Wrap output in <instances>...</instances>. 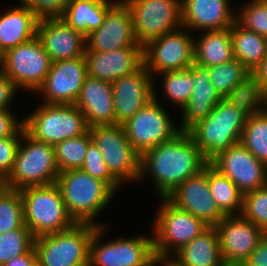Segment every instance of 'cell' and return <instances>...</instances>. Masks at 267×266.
I'll return each instance as SVG.
<instances>
[{"instance_id": "d4e9b609", "label": "cell", "mask_w": 267, "mask_h": 266, "mask_svg": "<svg viewBox=\"0 0 267 266\" xmlns=\"http://www.w3.org/2000/svg\"><path fill=\"white\" fill-rule=\"evenodd\" d=\"M210 76L211 67L195 63L192 65L193 92L189 102L181 109V131H187L196 122L206 118L220 102L221 97L209 81Z\"/></svg>"}, {"instance_id": "6da1fadb", "label": "cell", "mask_w": 267, "mask_h": 266, "mask_svg": "<svg viewBox=\"0 0 267 266\" xmlns=\"http://www.w3.org/2000/svg\"><path fill=\"white\" fill-rule=\"evenodd\" d=\"M208 163L189 133L181 131L172 140L162 142L141 155L139 182L150 173L149 179L152 177L155 191L160 198H166L187 178L200 173Z\"/></svg>"}, {"instance_id": "d6a6232c", "label": "cell", "mask_w": 267, "mask_h": 266, "mask_svg": "<svg viewBox=\"0 0 267 266\" xmlns=\"http://www.w3.org/2000/svg\"><path fill=\"white\" fill-rule=\"evenodd\" d=\"M241 143L267 165V109L246 118Z\"/></svg>"}, {"instance_id": "c3c4849f", "label": "cell", "mask_w": 267, "mask_h": 266, "mask_svg": "<svg viewBox=\"0 0 267 266\" xmlns=\"http://www.w3.org/2000/svg\"><path fill=\"white\" fill-rule=\"evenodd\" d=\"M252 73L260 82L262 89L267 93V54L261 64Z\"/></svg>"}, {"instance_id": "b9f144b4", "label": "cell", "mask_w": 267, "mask_h": 266, "mask_svg": "<svg viewBox=\"0 0 267 266\" xmlns=\"http://www.w3.org/2000/svg\"><path fill=\"white\" fill-rule=\"evenodd\" d=\"M24 131L23 125L13 136L0 139V184L12 171Z\"/></svg>"}, {"instance_id": "44dd1931", "label": "cell", "mask_w": 267, "mask_h": 266, "mask_svg": "<svg viewBox=\"0 0 267 266\" xmlns=\"http://www.w3.org/2000/svg\"><path fill=\"white\" fill-rule=\"evenodd\" d=\"M37 36L52 62L85 55L86 37L61 17L41 18L37 26Z\"/></svg>"}, {"instance_id": "f546056e", "label": "cell", "mask_w": 267, "mask_h": 266, "mask_svg": "<svg viewBox=\"0 0 267 266\" xmlns=\"http://www.w3.org/2000/svg\"><path fill=\"white\" fill-rule=\"evenodd\" d=\"M230 35L233 57L252 73L267 54V38L246 30L237 22L230 27Z\"/></svg>"}, {"instance_id": "f907efd6", "label": "cell", "mask_w": 267, "mask_h": 266, "mask_svg": "<svg viewBox=\"0 0 267 266\" xmlns=\"http://www.w3.org/2000/svg\"><path fill=\"white\" fill-rule=\"evenodd\" d=\"M149 266H157V264L153 261Z\"/></svg>"}, {"instance_id": "ab89813d", "label": "cell", "mask_w": 267, "mask_h": 266, "mask_svg": "<svg viewBox=\"0 0 267 266\" xmlns=\"http://www.w3.org/2000/svg\"><path fill=\"white\" fill-rule=\"evenodd\" d=\"M241 215L267 233V186L243 194Z\"/></svg>"}, {"instance_id": "30bf717a", "label": "cell", "mask_w": 267, "mask_h": 266, "mask_svg": "<svg viewBox=\"0 0 267 266\" xmlns=\"http://www.w3.org/2000/svg\"><path fill=\"white\" fill-rule=\"evenodd\" d=\"M51 64L38 36L1 55V71L18 89L34 93L44 83Z\"/></svg>"}, {"instance_id": "681fc988", "label": "cell", "mask_w": 267, "mask_h": 266, "mask_svg": "<svg viewBox=\"0 0 267 266\" xmlns=\"http://www.w3.org/2000/svg\"><path fill=\"white\" fill-rule=\"evenodd\" d=\"M154 262L157 266H183L173 256L155 255Z\"/></svg>"}, {"instance_id": "7bdbcfd3", "label": "cell", "mask_w": 267, "mask_h": 266, "mask_svg": "<svg viewBox=\"0 0 267 266\" xmlns=\"http://www.w3.org/2000/svg\"><path fill=\"white\" fill-rule=\"evenodd\" d=\"M70 0H20V4L28 7L40 19L61 17Z\"/></svg>"}, {"instance_id": "ffe728a7", "label": "cell", "mask_w": 267, "mask_h": 266, "mask_svg": "<svg viewBox=\"0 0 267 266\" xmlns=\"http://www.w3.org/2000/svg\"><path fill=\"white\" fill-rule=\"evenodd\" d=\"M154 77L142 64L136 71L111 83L116 124H123L154 99Z\"/></svg>"}, {"instance_id": "5b68a950", "label": "cell", "mask_w": 267, "mask_h": 266, "mask_svg": "<svg viewBox=\"0 0 267 266\" xmlns=\"http://www.w3.org/2000/svg\"><path fill=\"white\" fill-rule=\"evenodd\" d=\"M24 223L35 237L71 228L75 221L68 214L56 183L20 190Z\"/></svg>"}, {"instance_id": "d590c367", "label": "cell", "mask_w": 267, "mask_h": 266, "mask_svg": "<svg viewBox=\"0 0 267 266\" xmlns=\"http://www.w3.org/2000/svg\"><path fill=\"white\" fill-rule=\"evenodd\" d=\"M159 74L163 78L164 95L181 110L189 102L193 92L192 66L180 71H167Z\"/></svg>"}, {"instance_id": "d6986e66", "label": "cell", "mask_w": 267, "mask_h": 266, "mask_svg": "<svg viewBox=\"0 0 267 266\" xmlns=\"http://www.w3.org/2000/svg\"><path fill=\"white\" fill-rule=\"evenodd\" d=\"M166 198L209 227H215L226 216L211 195L207 180V165L200 173L182 182Z\"/></svg>"}, {"instance_id": "52a82bcc", "label": "cell", "mask_w": 267, "mask_h": 266, "mask_svg": "<svg viewBox=\"0 0 267 266\" xmlns=\"http://www.w3.org/2000/svg\"><path fill=\"white\" fill-rule=\"evenodd\" d=\"M25 131L35 140L55 145L85 134L89 127L83 113L74 104L42 103L23 118Z\"/></svg>"}, {"instance_id": "cb8c5ba5", "label": "cell", "mask_w": 267, "mask_h": 266, "mask_svg": "<svg viewBox=\"0 0 267 266\" xmlns=\"http://www.w3.org/2000/svg\"><path fill=\"white\" fill-rule=\"evenodd\" d=\"M74 105L83 113L88 127L116 124L111 83L87 77Z\"/></svg>"}, {"instance_id": "8992f818", "label": "cell", "mask_w": 267, "mask_h": 266, "mask_svg": "<svg viewBox=\"0 0 267 266\" xmlns=\"http://www.w3.org/2000/svg\"><path fill=\"white\" fill-rule=\"evenodd\" d=\"M97 225L75 223L71 228L38 236L34 248L39 266H89L90 242Z\"/></svg>"}, {"instance_id": "83f0119b", "label": "cell", "mask_w": 267, "mask_h": 266, "mask_svg": "<svg viewBox=\"0 0 267 266\" xmlns=\"http://www.w3.org/2000/svg\"><path fill=\"white\" fill-rule=\"evenodd\" d=\"M115 2V0H70L61 18L86 37L101 27L107 10Z\"/></svg>"}, {"instance_id": "4316f807", "label": "cell", "mask_w": 267, "mask_h": 266, "mask_svg": "<svg viewBox=\"0 0 267 266\" xmlns=\"http://www.w3.org/2000/svg\"><path fill=\"white\" fill-rule=\"evenodd\" d=\"M173 256L183 266H226L215 227H208Z\"/></svg>"}, {"instance_id": "8fae6325", "label": "cell", "mask_w": 267, "mask_h": 266, "mask_svg": "<svg viewBox=\"0 0 267 266\" xmlns=\"http://www.w3.org/2000/svg\"><path fill=\"white\" fill-rule=\"evenodd\" d=\"M103 225L92 235L89 266H149L154 261L153 236L120 237L101 244L107 228Z\"/></svg>"}, {"instance_id": "484cf974", "label": "cell", "mask_w": 267, "mask_h": 266, "mask_svg": "<svg viewBox=\"0 0 267 266\" xmlns=\"http://www.w3.org/2000/svg\"><path fill=\"white\" fill-rule=\"evenodd\" d=\"M17 6L0 14L1 55L37 36L40 18L28 7L21 4Z\"/></svg>"}, {"instance_id": "ee69618b", "label": "cell", "mask_w": 267, "mask_h": 266, "mask_svg": "<svg viewBox=\"0 0 267 266\" xmlns=\"http://www.w3.org/2000/svg\"><path fill=\"white\" fill-rule=\"evenodd\" d=\"M16 117L11 108L0 110V139L13 136L23 126V119Z\"/></svg>"}, {"instance_id": "ac0fdd59", "label": "cell", "mask_w": 267, "mask_h": 266, "mask_svg": "<svg viewBox=\"0 0 267 266\" xmlns=\"http://www.w3.org/2000/svg\"><path fill=\"white\" fill-rule=\"evenodd\" d=\"M87 77L84 56L52 62L36 92H41L46 104H74Z\"/></svg>"}, {"instance_id": "603a6c76", "label": "cell", "mask_w": 267, "mask_h": 266, "mask_svg": "<svg viewBox=\"0 0 267 266\" xmlns=\"http://www.w3.org/2000/svg\"><path fill=\"white\" fill-rule=\"evenodd\" d=\"M89 77L112 83L133 73L143 64V47H124L114 51H85Z\"/></svg>"}, {"instance_id": "74e56055", "label": "cell", "mask_w": 267, "mask_h": 266, "mask_svg": "<svg viewBox=\"0 0 267 266\" xmlns=\"http://www.w3.org/2000/svg\"><path fill=\"white\" fill-rule=\"evenodd\" d=\"M35 236L28 227H19L0 235V266L12 258L29 253L34 248Z\"/></svg>"}, {"instance_id": "4dcf8cb0", "label": "cell", "mask_w": 267, "mask_h": 266, "mask_svg": "<svg viewBox=\"0 0 267 266\" xmlns=\"http://www.w3.org/2000/svg\"><path fill=\"white\" fill-rule=\"evenodd\" d=\"M207 180L210 192L220 210L226 215H241L243 193L210 162L207 164Z\"/></svg>"}, {"instance_id": "2e32d148", "label": "cell", "mask_w": 267, "mask_h": 266, "mask_svg": "<svg viewBox=\"0 0 267 266\" xmlns=\"http://www.w3.org/2000/svg\"><path fill=\"white\" fill-rule=\"evenodd\" d=\"M226 266H242L266 233L242 215L225 216L215 226Z\"/></svg>"}, {"instance_id": "e0dca14e", "label": "cell", "mask_w": 267, "mask_h": 266, "mask_svg": "<svg viewBox=\"0 0 267 266\" xmlns=\"http://www.w3.org/2000/svg\"><path fill=\"white\" fill-rule=\"evenodd\" d=\"M85 40V51L109 52L124 47H142L135 37L133 16L124 0H116L107 10L101 27L88 34Z\"/></svg>"}, {"instance_id": "9c48e42d", "label": "cell", "mask_w": 267, "mask_h": 266, "mask_svg": "<svg viewBox=\"0 0 267 266\" xmlns=\"http://www.w3.org/2000/svg\"><path fill=\"white\" fill-rule=\"evenodd\" d=\"M88 131L110 173L122 185L126 182L137 183L141 155L130 144L123 125H96L89 127Z\"/></svg>"}, {"instance_id": "4fadbf2b", "label": "cell", "mask_w": 267, "mask_h": 266, "mask_svg": "<svg viewBox=\"0 0 267 266\" xmlns=\"http://www.w3.org/2000/svg\"><path fill=\"white\" fill-rule=\"evenodd\" d=\"M143 64L152 76L188 69L194 64V38L187 28L155 38L143 46Z\"/></svg>"}, {"instance_id": "1f68e13d", "label": "cell", "mask_w": 267, "mask_h": 266, "mask_svg": "<svg viewBox=\"0 0 267 266\" xmlns=\"http://www.w3.org/2000/svg\"><path fill=\"white\" fill-rule=\"evenodd\" d=\"M224 98L247 117L267 109V93L253 73L246 76Z\"/></svg>"}, {"instance_id": "e575fe53", "label": "cell", "mask_w": 267, "mask_h": 266, "mask_svg": "<svg viewBox=\"0 0 267 266\" xmlns=\"http://www.w3.org/2000/svg\"><path fill=\"white\" fill-rule=\"evenodd\" d=\"M19 227H27L20 190L0 184V235Z\"/></svg>"}, {"instance_id": "3957f363", "label": "cell", "mask_w": 267, "mask_h": 266, "mask_svg": "<svg viewBox=\"0 0 267 266\" xmlns=\"http://www.w3.org/2000/svg\"><path fill=\"white\" fill-rule=\"evenodd\" d=\"M247 116L225 98L204 119L187 132L204 157L210 162L223 150L240 143Z\"/></svg>"}, {"instance_id": "816d5d0a", "label": "cell", "mask_w": 267, "mask_h": 266, "mask_svg": "<svg viewBox=\"0 0 267 266\" xmlns=\"http://www.w3.org/2000/svg\"><path fill=\"white\" fill-rule=\"evenodd\" d=\"M0 70H1V54H0Z\"/></svg>"}, {"instance_id": "7a4b0ae2", "label": "cell", "mask_w": 267, "mask_h": 266, "mask_svg": "<svg viewBox=\"0 0 267 266\" xmlns=\"http://www.w3.org/2000/svg\"><path fill=\"white\" fill-rule=\"evenodd\" d=\"M56 184L60 188L66 210L75 223L101 226L95 218L116 194L104 181L82 169H73L60 172Z\"/></svg>"}, {"instance_id": "f1b7e54d", "label": "cell", "mask_w": 267, "mask_h": 266, "mask_svg": "<svg viewBox=\"0 0 267 266\" xmlns=\"http://www.w3.org/2000/svg\"><path fill=\"white\" fill-rule=\"evenodd\" d=\"M234 59L230 28L203 31L194 37V63L204 67L220 65Z\"/></svg>"}, {"instance_id": "8d00e7d4", "label": "cell", "mask_w": 267, "mask_h": 266, "mask_svg": "<svg viewBox=\"0 0 267 266\" xmlns=\"http://www.w3.org/2000/svg\"><path fill=\"white\" fill-rule=\"evenodd\" d=\"M251 72L235 58L211 67L210 82L221 98H224Z\"/></svg>"}, {"instance_id": "277c9868", "label": "cell", "mask_w": 267, "mask_h": 266, "mask_svg": "<svg viewBox=\"0 0 267 266\" xmlns=\"http://www.w3.org/2000/svg\"><path fill=\"white\" fill-rule=\"evenodd\" d=\"M59 173L54 146L37 141L24 131L12 171L1 185L14 190L45 186L56 183Z\"/></svg>"}, {"instance_id": "7c38bea8", "label": "cell", "mask_w": 267, "mask_h": 266, "mask_svg": "<svg viewBox=\"0 0 267 266\" xmlns=\"http://www.w3.org/2000/svg\"><path fill=\"white\" fill-rule=\"evenodd\" d=\"M155 91L154 99L122 124L127 139L140 155L162 142L172 140L181 132L157 100Z\"/></svg>"}, {"instance_id": "60d3db41", "label": "cell", "mask_w": 267, "mask_h": 266, "mask_svg": "<svg viewBox=\"0 0 267 266\" xmlns=\"http://www.w3.org/2000/svg\"><path fill=\"white\" fill-rule=\"evenodd\" d=\"M81 169L92 177L104 181L115 193L122 185L108 170L103 155L93 141L88 145Z\"/></svg>"}, {"instance_id": "f6af8a7d", "label": "cell", "mask_w": 267, "mask_h": 266, "mask_svg": "<svg viewBox=\"0 0 267 266\" xmlns=\"http://www.w3.org/2000/svg\"><path fill=\"white\" fill-rule=\"evenodd\" d=\"M18 89L15 84L0 70V110L10 108Z\"/></svg>"}, {"instance_id": "5bb4252c", "label": "cell", "mask_w": 267, "mask_h": 266, "mask_svg": "<svg viewBox=\"0 0 267 266\" xmlns=\"http://www.w3.org/2000/svg\"><path fill=\"white\" fill-rule=\"evenodd\" d=\"M129 6L135 37L142 47L181 24V0H124Z\"/></svg>"}, {"instance_id": "7402d4cb", "label": "cell", "mask_w": 267, "mask_h": 266, "mask_svg": "<svg viewBox=\"0 0 267 266\" xmlns=\"http://www.w3.org/2000/svg\"><path fill=\"white\" fill-rule=\"evenodd\" d=\"M230 0H181V24L189 31L223 30L236 22Z\"/></svg>"}, {"instance_id": "7dc6e473", "label": "cell", "mask_w": 267, "mask_h": 266, "mask_svg": "<svg viewBox=\"0 0 267 266\" xmlns=\"http://www.w3.org/2000/svg\"><path fill=\"white\" fill-rule=\"evenodd\" d=\"M3 266H39L35 248L29 253L12 258Z\"/></svg>"}, {"instance_id": "bcb514c9", "label": "cell", "mask_w": 267, "mask_h": 266, "mask_svg": "<svg viewBox=\"0 0 267 266\" xmlns=\"http://www.w3.org/2000/svg\"><path fill=\"white\" fill-rule=\"evenodd\" d=\"M242 266H267V234L260 240Z\"/></svg>"}, {"instance_id": "f35d334b", "label": "cell", "mask_w": 267, "mask_h": 266, "mask_svg": "<svg viewBox=\"0 0 267 266\" xmlns=\"http://www.w3.org/2000/svg\"><path fill=\"white\" fill-rule=\"evenodd\" d=\"M236 14V22L246 30L267 38V0H251Z\"/></svg>"}, {"instance_id": "9a60e30c", "label": "cell", "mask_w": 267, "mask_h": 266, "mask_svg": "<svg viewBox=\"0 0 267 266\" xmlns=\"http://www.w3.org/2000/svg\"><path fill=\"white\" fill-rule=\"evenodd\" d=\"M210 163L244 194L267 186V165L241 142L220 152Z\"/></svg>"}, {"instance_id": "ba28073f", "label": "cell", "mask_w": 267, "mask_h": 266, "mask_svg": "<svg viewBox=\"0 0 267 266\" xmlns=\"http://www.w3.org/2000/svg\"><path fill=\"white\" fill-rule=\"evenodd\" d=\"M160 199L162 204L152 224L154 253L172 256L209 226L190 212L179 209L167 198Z\"/></svg>"}, {"instance_id": "836d02e7", "label": "cell", "mask_w": 267, "mask_h": 266, "mask_svg": "<svg viewBox=\"0 0 267 266\" xmlns=\"http://www.w3.org/2000/svg\"><path fill=\"white\" fill-rule=\"evenodd\" d=\"M92 141L89 131L54 145V153L59 171L81 169L89 143Z\"/></svg>"}]
</instances>
